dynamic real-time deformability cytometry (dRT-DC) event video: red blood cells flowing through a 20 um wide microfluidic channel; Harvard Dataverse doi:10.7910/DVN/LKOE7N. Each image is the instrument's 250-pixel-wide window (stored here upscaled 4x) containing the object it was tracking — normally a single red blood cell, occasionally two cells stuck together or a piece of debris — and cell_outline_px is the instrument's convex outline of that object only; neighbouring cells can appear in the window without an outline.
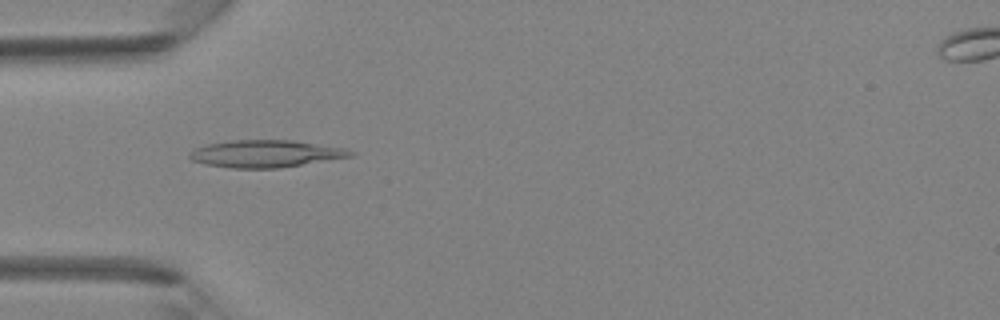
{"species": "Egyptian fruit bat (a non-hibernating species)", "species_latin": "Rousettus aegyptiacus", "temperature_condition": "room temperature", "stored_images_in_passage": 43, "camera_frame_rate_fps": 3000, "um_per_image_px": 0.085, "animal": {"sex": "female"}, "frame": {"image": 1, "passage_image": 13, "time_ms": 4.0, "image_size_px": [1000, 320], "cell_outline_px": [[356, 156], [280, 168], [232, 168], [204, 164], [192, 160], [188, 156], [196, 148], [208, 144], [232, 140], [292, 140], [344, 148], [356, 152]], "centroid_in_image_um": [22.64, 13.07], "position_along_channel_um": 62.4, "area_um2": 25.55}}
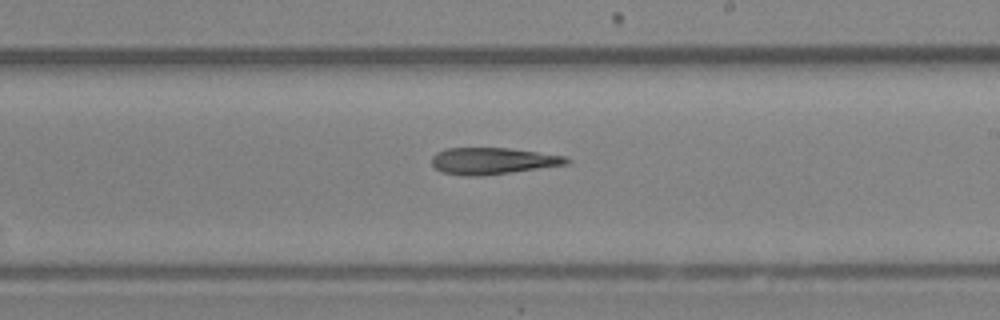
{"frame": {"image": 2, "passage_image": 25, "time_ms": 8.0, "image_size_px": [1000, 320], "cell_outline_px": [[572, 160], [568, 164], [480, 176], [464, 176], [440, 172], [432, 164], [432, 156], [436, 152], [444, 148], [508, 148], [564, 156]], "centroid_in_image_um": [41.82, 13.68], "position_along_channel_um": 247.2, "area_um2": 20.81}}
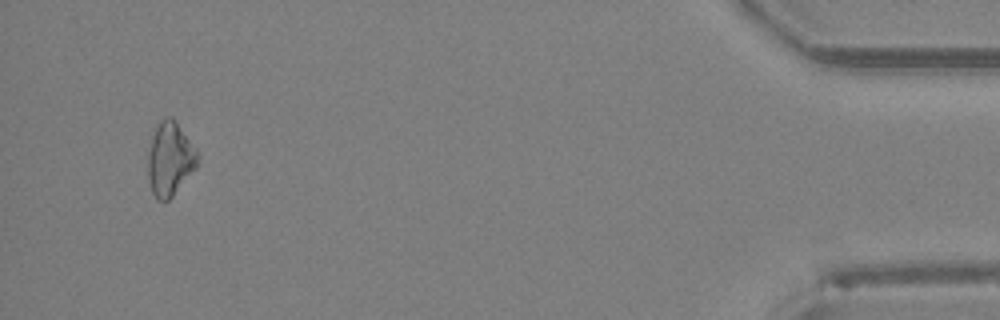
{"frame": {"image": 3, "passage_image": 41, "time_ms": 13.333, "image_size_px": [1000, 320], "cell_outline_px": [[200, 164], [172, 196], [168, 200], [156, 200], [152, 192], [148, 180], [148, 152], [152, 136], [156, 124], [160, 120], [168, 116], [172, 116], [176, 120], [196, 148], [200, 160]], "centroid_in_image_um": [14.46, 13.49], "position_along_channel_um": 420.7, "area_um2": 21.68}}